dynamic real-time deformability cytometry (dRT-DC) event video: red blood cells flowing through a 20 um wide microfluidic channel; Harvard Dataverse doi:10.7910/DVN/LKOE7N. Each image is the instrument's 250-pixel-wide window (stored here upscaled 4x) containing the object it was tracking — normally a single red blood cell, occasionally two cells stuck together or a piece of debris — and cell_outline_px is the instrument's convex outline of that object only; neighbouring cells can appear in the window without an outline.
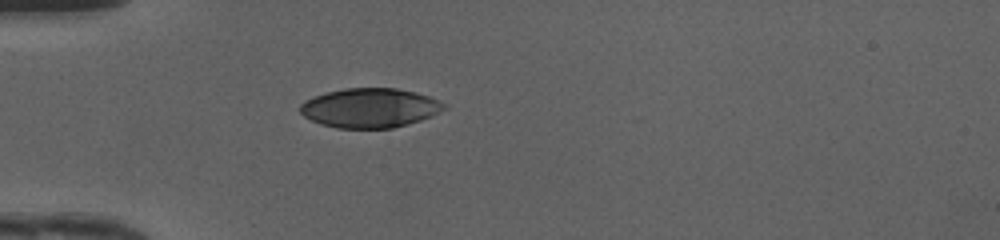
{"species": "human", "species_latin": "Homo sapiens", "temperature_condition": "cold", "stored_images_in_passage": 35, "camera_frame_rate_fps": 3000, "um_per_image_px": 0.085, "donor": {"sex": "female"}, "frame": {"image": 1, "passage_image": 1, "time_ms": 0.0, "image_size_px": [1000, 240], "cell_outline_px": [[448, 108], [432, 116], [408, 124], [392, 128], [336, 128], [320, 124], [304, 116], [300, 112], [300, 104], [304, 100], [328, 92], [344, 88], [396, 88], [416, 92], [428, 96], [448, 104]], "centroid_in_image_um": [31.47, 9.17], "position_along_channel_um": 53.5, "area_um2": 33.18}}
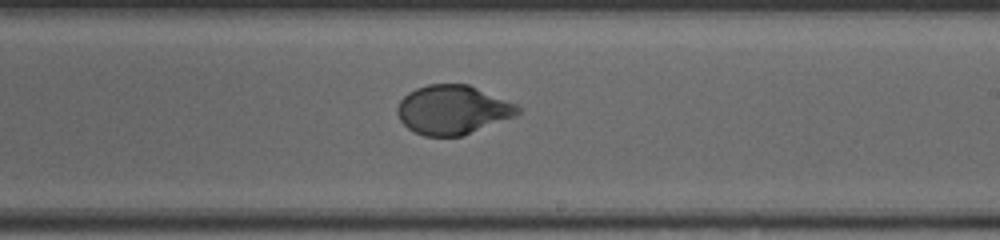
{"frame": {"image": 2, "passage_image": 16, "time_ms": 5.0, "image_size_px": [1000, 240], "cell_outline_px": [[520, 112], [516, 116], [464, 136], [424, 136], [408, 128], [400, 120], [396, 112], [396, 108], [400, 100], [408, 92], [416, 88], [428, 84], [468, 84], [516, 104], [520, 108]], "centroid_in_image_um": [38.47, 9.34], "position_along_channel_um": 250.5, "area_um2": 34.56}}
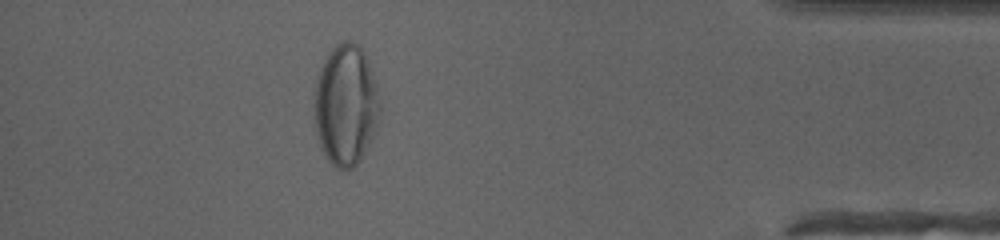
{"frame": {"image": 3, "passage_image": 30, "time_ms": 9.667, "image_size_px": [1000, 240], "cell_outline_px": [[380, 120], [372, 140], [360, 160], [352, 168], [336, 168], [328, 160], [320, 144], [316, 132], [312, 88], [316, 76], [324, 60], [332, 48], [336, 44], [344, 40], [352, 40], [360, 44], [364, 52], [376, 80], [380, 104]], "centroid_in_image_um": [29.39, 8.89], "position_along_channel_um": 405.8, "area_um2": 47.16}, "authors_computed_cell_mechanics": {"area_um2": 34.8534, "velocity_mm_per_s": 4.189, "shape_relaxation_time_tau1_ms": 4.2839, "shape_relaxation_time_tau2_ms": null, "deformation_change_tau1": 0.2083, "deformation_change_tau2": null}}